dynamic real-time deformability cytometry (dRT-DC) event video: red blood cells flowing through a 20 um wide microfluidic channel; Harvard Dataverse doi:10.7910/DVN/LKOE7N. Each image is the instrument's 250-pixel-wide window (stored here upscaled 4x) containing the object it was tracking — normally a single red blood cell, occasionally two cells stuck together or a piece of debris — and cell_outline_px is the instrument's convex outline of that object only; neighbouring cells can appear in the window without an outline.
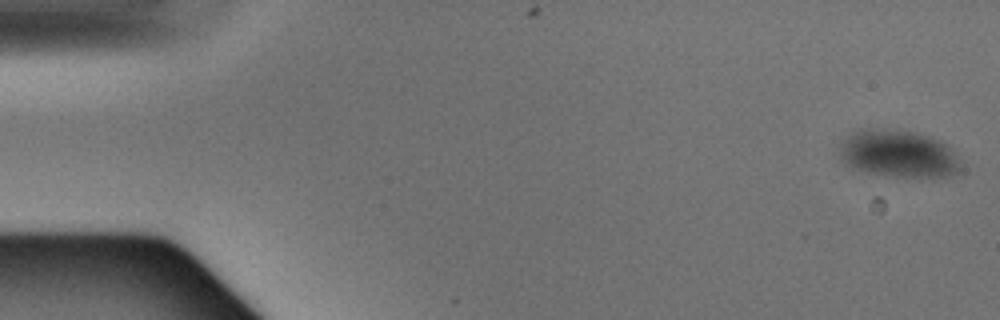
{"species": "Egyptian fruit bat (a non-hibernating species)", "species_latin": "Rousettus aegyptiacus", "temperature_condition": "warm", "stored_images_in_passage": 5, "camera_frame_rate_fps": 3000, "um_per_image_px": 0.085, "animal": {"sex": "male"}, "frame": {"image": 1, "passage_image": 1, "time_ms": 0.0, "image_size_px": [1000, 320], "cell_outline_px": [[964, 172], [952, 176], [896, 176], [868, 172], [852, 168], [844, 164], [840, 160], [840, 144], [852, 132], [868, 128], [872, 128], [916, 132], [932, 136], [948, 144], [952, 148], [960, 160], [964, 168]], "centroid_in_image_um": [76.44, 13.07], "position_along_channel_um": 8.6, "area_um2": 33.87}}
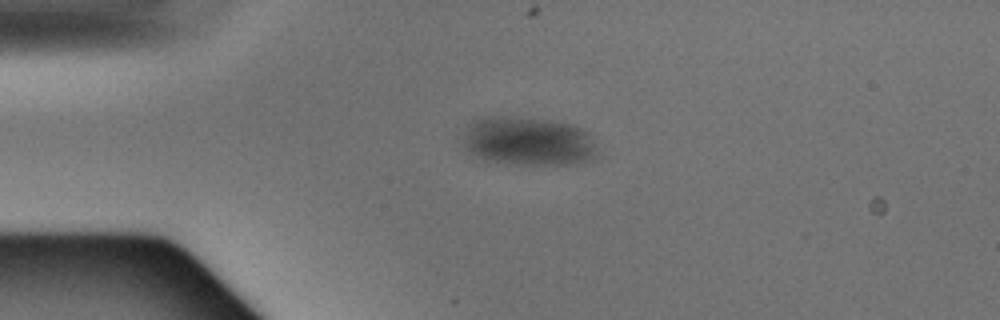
{"frame": {"image": 2, "passage_image": 4, "time_ms": 1.0, "image_size_px": [1000, 320], "cell_outline_px": [[600, 156], [592, 160], [572, 164], [512, 164], [488, 160], [468, 152], [464, 148], [464, 132], [468, 124], [472, 120], [480, 116], [508, 116], [552, 120], [572, 124], [588, 132]], "centroid_in_image_um": [44.9, 11.99], "position_along_channel_um": 40.1, "area_um2": 38.67}}